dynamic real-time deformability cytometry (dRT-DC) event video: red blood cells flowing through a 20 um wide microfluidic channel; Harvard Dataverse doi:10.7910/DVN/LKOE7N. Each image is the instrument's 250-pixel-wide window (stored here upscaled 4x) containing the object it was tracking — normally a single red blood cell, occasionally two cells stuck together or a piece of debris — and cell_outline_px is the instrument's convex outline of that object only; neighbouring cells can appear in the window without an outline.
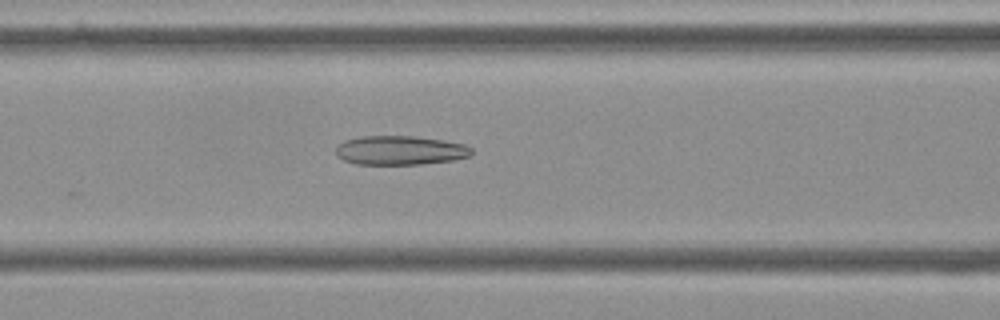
{"species": "Egyptian fruit bat (a non-hibernating species)", "species_latin": "Rousettus aegyptiacus", "temperature_condition": "cold", "stored_images_in_passage": 54, "camera_frame_rate_fps": 3000, "um_per_image_px": 0.085, "frame": {"image": 1, "passage_image": 21, "time_ms": 6.667, "image_size_px": [1000, 320], "cell_outline_px": [[472, 152], [468, 156], [452, 160], [420, 164], [356, 164], [344, 160], [336, 156], [336, 144], [344, 140], [360, 136], [416, 136], [444, 140], [464, 144], [472, 148]], "centroid_in_image_um": [33.96, 12.77], "position_along_channel_um": 132.6, "area_um2": 23.12}}
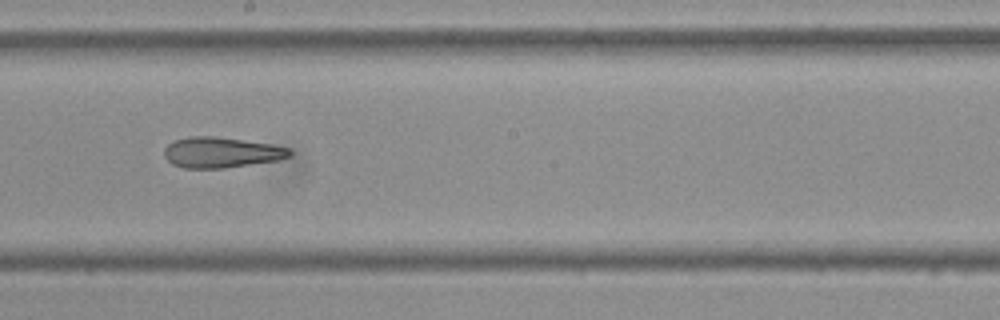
{"frame": {"image": 2, "passage_image": 29, "time_ms": 9.333, "image_size_px": [1000, 320], "cell_outline_px": [[292, 156], [280, 160], [224, 168], [184, 168], [172, 164], [164, 156], [164, 148], [168, 144], [176, 140], [188, 136], [216, 136], [272, 144], [288, 148], [292, 152]], "centroid_in_image_um": [18.82, 12.95], "position_along_channel_um": 229.4, "area_um2": 22.48}}
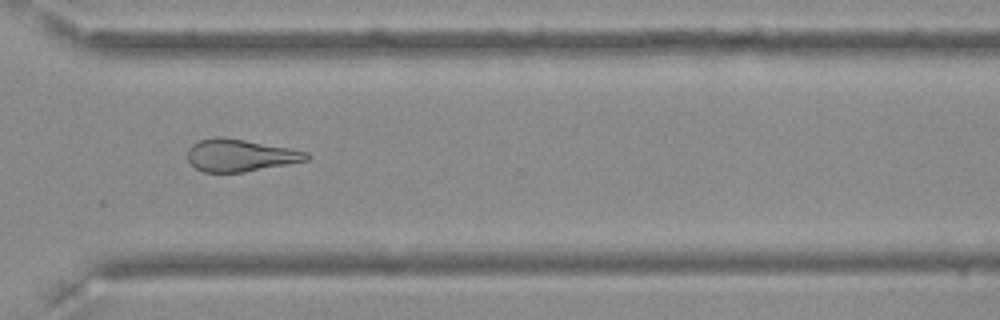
{"frame": {"image": 3, "passage_image": 39, "time_ms": 12.667, "image_size_px": [1000, 320], "cell_outline_px": [[308, 160], [288, 164], [244, 172], [204, 172], [196, 168], [188, 160], [188, 148], [192, 144], [200, 140], [216, 136], [220, 136], [244, 140], [288, 148], [308, 152]], "centroid_in_image_um": [20.38, 13.2], "position_along_channel_um": 350.2, "area_um2": 22.14}, "authors_computed_cell_mechanics": {"area_um2": 24.1893, "velocity_mm_per_s": 3.6286, "shape_relaxation_time_tau1_ms": null, "shape_relaxation_time_tau2_ms": 4.3316, "deformation_change_tau1": null, "deformation_change_tau2": 0.1585}}